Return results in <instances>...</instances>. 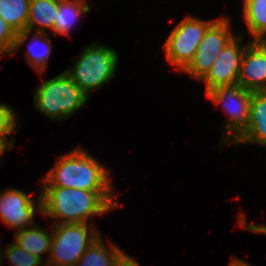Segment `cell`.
Instances as JSON below:
<instances>
[{
	"label": "cell",
	"mask_w": 266,
	"mask_h": 266,
	"mask_svg": "<svg viewBox=\"0 0 266 266\" xmlns=\"http://www.w3.org/2000/svg\"><path fill=\"white\" fill-rule=\"evenodd\" d=\"M216 105L223 104L228 120L223 124L221 145L260 144L266 147V102L239 84L205 93Z\"/></svg>",
	"instance_id": "1"
},
{
	"label": "cell",
	"mask_w": 266,
	"mask_h": 266,
	"mask_svg": "<svg viewBox=\"0 0 266 266\" xmlns=\"http://www.w3.org/2000/svg\"><path fill=\"white\" fill-rule=\"evenodd\" d=\"M114 192L42 187V215L58 220L52 221L53 224L88 223L89 217L120 207Z\"/></svg>",
	"instance_id": "2"
},
{
	"label": "cell",
	"mask_w": 266,
	"mask_h": 266,
	"mask_svg": "<svg viewBox=\"0 0 266 266\" xmlns=\"http://www.w3.org/2000/svg\"><path fill=\"white\" fill-rule=\"evenodd\" d=\"M90 153L77 147L60 155L43 176L42 187H64L87 191H115L109 173Z\"/></svg>",
	"instance_id": "3"
},
{
	"label": "cell",
	"mask_w": 266,
	"mask_h": 266,
	"mask_svg": "<svg viewBox=\"0 0 266 266\" xmlns=\"http://www.w3.org/2000/svg\"><path fill=\"white\" fill-rule=\"evenodd\" d=\"M88 96L66 74L42 81L35 89L34 108L51 120L62 121L80 110L88 101Z\"/></svg>",
	"instance_id": "4"
},
{
	"label": "cell",
	"mask_w": 266,
	"mask_h": 266,
	"mask_svg": "<svg viewBox=\"0 0 266 266\" xmlns=\"http://www.w3.org/2000/svg\"><path fill=\"white\" fill-rule=\"evenodd\" d=\"M119 54L106 45L91 43L82 50L66 74L89 97L93 89H101L115 76Z\"/></svg>",
	"instance_id": "5"
},
{
	"label": "cell",
	"mask_w": 266,
	"mask_h": 266,
	"mask_svg": "<svg viewBox=\"0 0 266 266\" xmlns=\"http://www.w3.org/2000/svg\"><path fill=\"white\" fill-rule=\"evenodd\" d=\"M51 252L45 266H75L87 248L101 236L88 223L52 224Z\"/></svg>",
	"instance_id": "6"
},
{
	"label": "cell",
	"mask_w": 266,
	"mask_h": 266,
	"mask_svg": "<svg viewBox=\"0 0 266 266\" xmlns=\"http://www.w3.org/2000/svg\"><path fill=\"white\" fill-rule=\"evenodd\" d=\"M217 20H204L187 15L171 30L164 43V53L169 64L183 71L192 61L207 29Z\"/></svg>",
	"instance_id": "7"
},
{
	"label": "cell",
	"mask_w": 266,
	"mask_h": 266,
	"mask_svg": "<svg viewBox=\"0 0 266 266\" xmlns=\"http://www.w3.org/2000/svg\"><path fill=\"white\" fill-rule=\"evenodd\" d=\"M229 25L231 26L229 18L224 16L207 29L192 61L183 73L199 81L206 76L219 52L237 36L231 32Z\"/></svg>",
	"instance_id": "8"
},
{
	"label": "cell",
	"mask_w": 266,
	"mask_h": 266,
	"mask_svg": "<svg viewBox=\"0 0 266 266\" xmlns=\"http://www.w3.org/2000/svg\"><path fill=\"white\" fill-rule=\"evenodd\" d=\"M36 201L24 191L10 188L0 193V219L9 228L17 231L33 225L35 214H42L41 193ZM37 206V207H36Z\"/></svg>",
	"instance_id": "9"
},
{
	"label": "cell",
	"mask_w": 266,
	"mask_h": 266,
	"mask_svg": "<svg viewBox=\"0 0 266 266\" xmlns=\"http://www.w3.org/2000/svg\"><path fill=\"white\" fill-rule=\"evenodd\" d=\"M243 35H237L218 54L214 64L206 76L201 80L206 84L205 92L222 86L237 84L240 64L246 46H242Z\"/></svg>",
	"instance_id": "10"
},
{
	"label": "cell",
	"mask_w": 266,
	"mask_h": 266,
	"mask_svg": "<svg viewBox=\"0 0 266 266\" xmlns=\"http://www.w3.org/2000/svg\"><path fill=\"white\" fill-rule=\"evenodd\" d=\"M237 84L266 102V45L262 41L250 40L246 46Z\"/></svg>",
	"instance_id": "11"
},
{
	"label": "cell",
	"mask_w": 266,
	"mask_h": 266,
	"mask_svg": "<svg viewBox=\"0 0 266 266\" xmlns=\"http://www.w3.org/2000/svg\"><path fill=\"white\" fill-rule=\"evenodd\" d=\"M58 2L59 0H30L26 30L16 34V42L11 55L19 51L35 25H37L35 32L45 33L47 29L53 31L55 17L58 13Z\"/></svg>",
	"instance_id": "12"
},
{
	"label": "cell",
	"mask_w": 266,
	"mask_h": 266,
	"mask_svg": "<svg viewBox=\"0 0 266 266\" xmlns=\"http://www.w3.org/2000/svg\"><path fill=\"white\" fill-rule=\"evenodd\" d=\"M13 235L15 243L20 248L37 256L46 263L42 255L46 253H49L50 255L53 238L52 228L51 232L48 233V231L42 229L40 226L33 224L23 230L14 232Z\"/></svg>",
	"instance_id": "13"
},
{
	"label": "cell",
	"mask_w": 266,
	"mask_h": 266,
	"mask_svg": "<svg viewBox=\"0 0 266 266\" xmlns=\"http://www.w3.org/2000/svg\"><path fill=\"white\" fill-rule=\"evenodd\" d=\"M109 250L102 235L98 237L81 256L75 266H117L127 255L116 244L110 243Z\"/></svg>",
	"instance_id": "14"
},
{
	"label": "cell",
	"mask_w": 266,
	"mask_h": 266,
	"mask_svg": "<svg viewBox=\"0 0 266 266\" xmlns=\"http://www.w3.org/2000/svg\"><path fill=\"white\" fill-rule=\"evenodd\" d=\"M90 9L91 5L86 4V0H59L52 34L70 36L75 22Z\"/></svg>",
	"instance_id": "15"
},
{
	"label": "cell",
	"mask_w": 266,
	"mask_h": 266,
	"mask_svg": "<svg viewBox=\"0 0 266 266\" xmlns=\"http://www.w3.org/2000/svg\"><path fill=\"white\" fill-rule=\"evenodd\" d=\"M242 16L252 41L266 36V0H244Z\"/></svg>",
	"instance_id": "16"
},
{
	"label": "cell",
	"mask_w": 266,
	"mask_h": 266,
	"mask_svg": "<svg viewBox=\"0 0 266 266\" xmlns=\"http://www.w3.org/2000/svg\"><path fill=\"white\" fill-rule=\"evenodd\" d=\"M46 33L35 32L25 54V60L39 75L47 68L48 60L53 49L52 42Z\"/></svg>",
	"instance_id": "17"
},
{
	"label": "cell",
	"mask_w": 266,
	"mask_h": 266,
	"mask_svg": "<svg viewBox=\"0 0 266 266\" xmlns=\"http://www.w3.org/2000/svg\"><path fill=\"white\" fill-rule=\"evenodd\" d=\"M30 0H0V16L17 33L26 30Z\"/></svg>",
	"instance_id": "18"
},
{
	"label": "cell",
	"mask_w": 266,
	"mask_h": 266,
	"mask_svg": "<svg viewBox=\"0 0 266 266\" xmlns=\"http://www.w3.org/2000/svg\"><path fill=\"white\" fill-rule=\"evenodd\" d=\"M4 250L5 259L9 260L11 266H45V263L35 255H32L15 242H10Z\"/></svg>",
	"instance_id": "19"
},
{
	"label": "cell",
	"mask_w": 266,
	"mask_h": 266,
	"mask_svg": "<svg viewBox=\"0 0 266 266\" xmlns=\"http://www.w3.org/2000/svg\"><path fill=\"white\" fill-rule=\"evenodd\" d=\"M15 111L6 103L0 102V137H2L11 147L14 145L13 138H10L12 133H16L19 126L16 120Z\"/></svg>",
	"instance_id": "20"
},
{
	"label": "cell",
	"mask_w": 266,
	"mask_h": 266,
	"mask_svg": "<svg viewBox=\"0 0 266 266\" xmlns=\"http://www.w3.org/2000/svg\"><path fill=\"white\" fill-rule=\"evenodd\" d=\"M17 32L0 16V56L1 58L13 52Z\"/></svg>",
	"instance_id": "21"
},
{
	"label": "cell",
	"mask_w": 266,
	"mask_h": 266,
	"mask_svg": "<svg viewBox=\"0 0 266 266\" xmlns=\"http://www.w3.org/2000/svg\"><path fill=\"white\" fill-rule=\"evenodd\" d=\"M238 217V225L244 227L249 232L256 233V234H263L266 236V225H260L256 223H248L245 215L243 213H239Z\"/></svg>",
	"instance_id": "22"
},
{
	"label": "cell",
	"mask_w": 266,
	"mask_h": 266,
	"mask_svg": "<svg viewBox=\"0 0 266 266\" xmlns=\"http://www.w3.org/2000/svg\"><path fill=\"white\" fill-rule=\"evenodd\" d=\"M117 266H140L139 262L134 260V258L130 255H126L118 264Z\"/></svg>",
	"instance_id": "23"
},
{
	"label": "cell",
	"mask_w": 266,
	"mask_h": 266,
	"mask_svg": "<svg viewBox=\"0 0 266 266\" xmlns=\"http://www.w3.org/2000/svg\"><path fill=\"white\" fill-rule=\"evenodd\" d=\"M229 266H251V264H249V262L244 261L243 259H239L234 256L230 259Z\"/></svg>",
	"instance_id": "24"
},
{
	"label": "cell",
	"mask_w": 266,
	"mask_h": 266,
	"mask_svg": "<svg viewBox=\"0 0 266 266\" xmlns=\"http://www.w3.org/2000/svg\"><path fill=\"white\" fill-rule=\"evenodd\" d=\"M7 148L11 150L12 147L2 137H0V158L6 152Z\"/></svg>",
	"instance_id": "25"
},
{
	"label": "cell",
	"mask_w": 266,
	"mask_h": 266,
	"mask_svg": "<svg viewBox=\"0 0 266 266\" xmlns=\"http://www.w3.org/2000/svg\"><path fill=\"white\" fill-rule=\"evenodd\" d=\"M5 256L4 252L2 251V248H0V266H2V261H4Z\"/></svg>",
	"instance_id": "26"
},
{
	"label": "cell",
	"mask_w": 266,
	"mask_h": 266,
	"mask_svg": "<svg viewBox=\"0 0 266 266\" xmlns=\"http://www.w3.org/2000/svg\"><path fill=\"white\" fill-rule=\"evenodd\" d=\"M261 41L266 45V36Z\"/></svg>",
	"instance_id": "27"
}]
</instances>
